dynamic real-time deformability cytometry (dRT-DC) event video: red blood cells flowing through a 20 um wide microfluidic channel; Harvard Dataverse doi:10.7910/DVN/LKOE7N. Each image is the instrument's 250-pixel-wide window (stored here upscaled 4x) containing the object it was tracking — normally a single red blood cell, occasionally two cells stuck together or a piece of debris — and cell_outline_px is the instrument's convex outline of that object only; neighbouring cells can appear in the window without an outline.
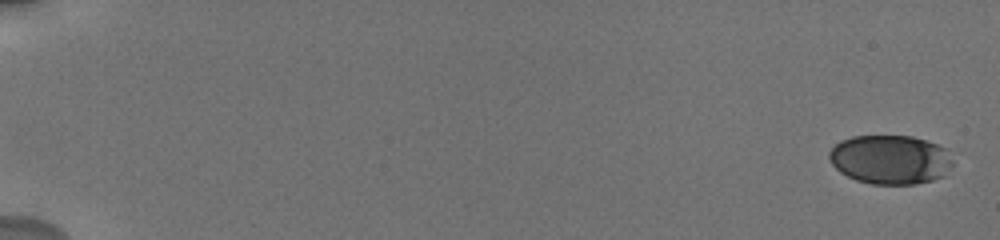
{"species": "human", "species_latin": "Homo sapiens", "temperature_condition": "cold", "stored_images_in_passage": 11, "camera_frame_rate_fps": 3000, "um_per_image_px": 0.085, "donor": {"sex": "male"}, "frame": {"image": 1, "passage_image": 1, "time_ms": 0.0, "image_size_px": [1000, 240], "cell_outline_px": [[952, 164], [944, 176], [932, 180], [916, 184], [872, 184], [856, 180], [840, 172], [832, 164], [828, 156], [828, 152], [840, 140], [852, 136], [912, 136], [948, 148], [952, 160]], "centroid_in_image_um": [75.68, 13.56], "position_along_channel_um": 9.3, "area_um2": 35.55}}
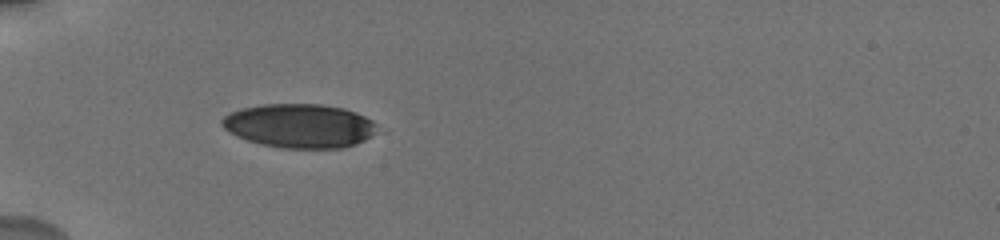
{"frame": {"image": 2, "passage_image": 10, "time_ms": 6.333, "image_size_px": [1000, 240], "cell_outline_px": [[388, 128], [384, 132], [356, 144], [344, 148], [280, 148], [260, 144], [236, 136], [228, 132], [220, 124], [220, 120], [224, 116], [232, 112], [244, 108], [264, 104], [320, 104], [344, 108], [356, 112]], "centroid_in_image_um": [25.6, 10.71], "position_along_channel_um": 59.4, "area_um2": 40.69}}